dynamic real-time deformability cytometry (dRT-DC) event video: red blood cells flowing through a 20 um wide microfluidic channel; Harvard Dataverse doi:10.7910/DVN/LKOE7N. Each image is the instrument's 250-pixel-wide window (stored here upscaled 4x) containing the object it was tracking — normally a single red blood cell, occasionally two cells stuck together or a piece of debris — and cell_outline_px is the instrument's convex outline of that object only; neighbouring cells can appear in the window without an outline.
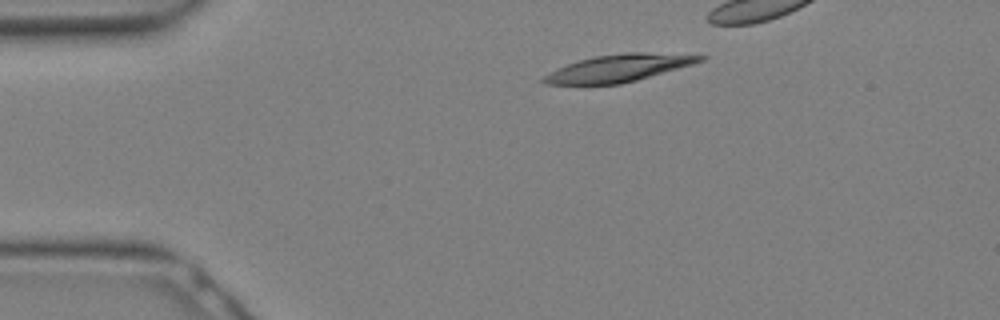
{"species": "Egyptian fruit bat (a non-hibernating species)", "species_latin": "Rousettus aegyptiacus", "temperature_condition": "warm", "stored_images_in_passage": 11, "camera_frame_rate_fps": 3000, "um_per_image_px": 0.085, "animal": {"sex": "female"}, "frame": {"image": 1, "passage_image": 5, "time_ms": 1.333, "image_size_px": [1000, 320], "cell_outline_px": [[708, 56], [704, 60], [692, 64], [636, 80], [620, 84], [544, 84], [540, 80], [544, 76], [568, 64], [592, 56], [624, 52], [644, 52]], "centroid_in_image_um": [52.59, 5.78], "position_along_channel_um": 32.4, "area_um2": 24.39}}
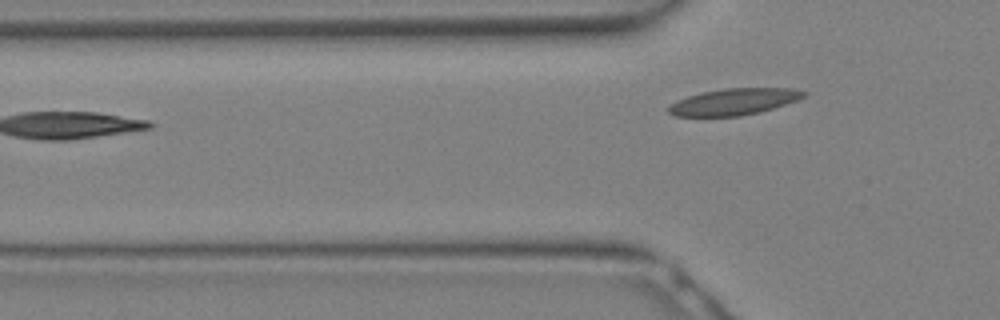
{"frame": {"image": 2, "passage_image": 11, "time_ms": 3.333, "image_size_px": [1000, 320], "cell_outline_px": [[808, 92], [804, 96], [796, 100], [760, 112], [740, 116], [676, 116], [668, 112], [668, 108], [676, 100], [688, 96], [704, 92], [724, 88], [792, 88]], "centroid_in_image_um": [62.38, 8.64], "position_along_channel_um": 63.4, "area_um2": 20.63}}